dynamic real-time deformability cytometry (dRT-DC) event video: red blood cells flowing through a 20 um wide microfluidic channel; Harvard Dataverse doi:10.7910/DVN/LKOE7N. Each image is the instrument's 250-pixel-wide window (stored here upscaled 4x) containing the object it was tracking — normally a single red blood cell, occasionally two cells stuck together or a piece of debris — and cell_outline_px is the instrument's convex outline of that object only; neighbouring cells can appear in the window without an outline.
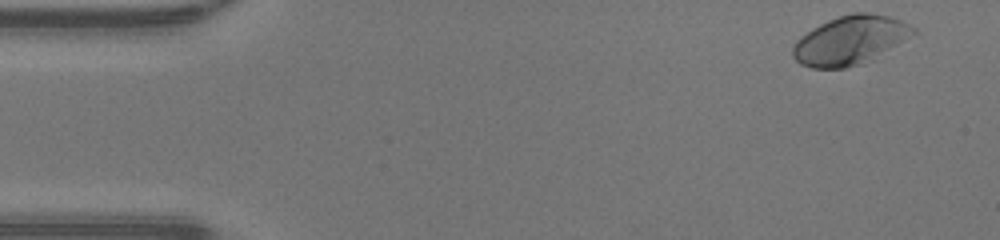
{"species": "human", "species_latin": "Homo sapiens", "temperature_condition": "warm", "stored_images_in_passage": 46, "camera_frame_rate_fps": 3000, "um_per_image_px": 0.085, "donor": {"sex": "male"}, "frame": {"image": 1, "passage_image": 1, "time_ms": 0.0, "image_size_px": [1000, 240], "cell_outline_px": [[916, 32], [856, 64], [844, 68], [812, 68], [800, 64], [792, 56], [792, 48], [796, 40], [800, 36], [812, 28], [828, 20], [852, 12], [868, 12], [888, 16], [900, 20], [916, 28]], "centroid_in_image_um": [72.14, 3.38], "position_along_channel_um": 12.9, "area_um2": 33.0}}
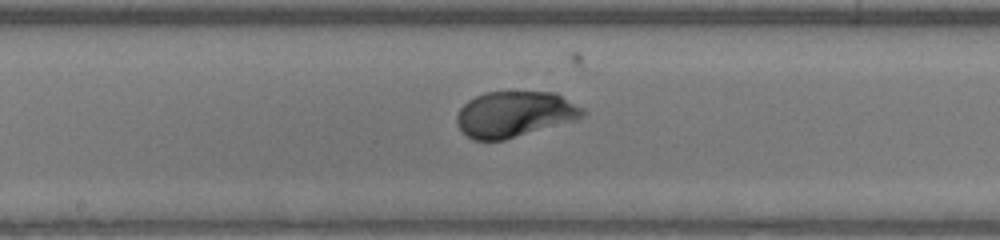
{"frame": {"image": 2, "passage_image": 23, "time_ms": 7.333, "image_size_px": [1000, 240], "cell_outline_px": [[584, 116], [576, 120], [504, 140], [472, 140], [456, 124], [456, 116], [460, 108], [468, 100], [484, 92], [556, 92], [584, 108]], "centroid_in_image_um": [43.74, 9.7], "position_along_channel_um": 204.5, "area_um2": 33.64}}
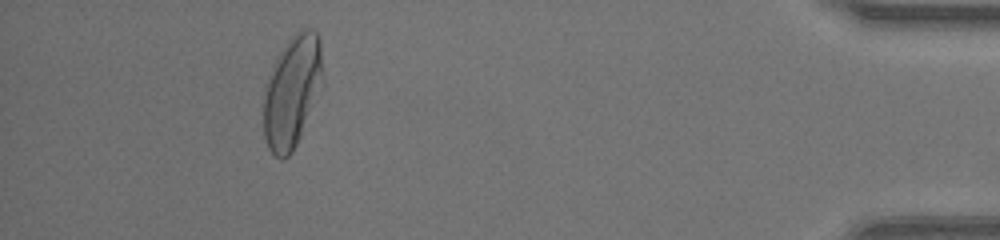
{"frame": {"image": 3, "passage_image": 42, "time_ms": 13.667, "image_size_px": [1000, 240], "cell_outline_px": [[324, 84], [300, 136], [292, 152], [284, 160], [280, 160], [268, 148], [264, 136], [264, 96], [272, 64], [288, 40], [300, 28], [308, 28], [316, 32], [320, 40]], "centroid_in_image_um": [24.85, 7.77], "position_along_channel_um": 410.3, "area_um2": 38.73}, "authors_computed_cell_mechanics": {"area_um2": 33.813, "velocity_mm_per_s": 4.2729, "shape_relaxation_time_tau1_ms": 1.4103, "shape_relaxation_time_tau2_ms": null, "deformation_change_tau1": 0.1494, "deformation_change_tau2": null}}